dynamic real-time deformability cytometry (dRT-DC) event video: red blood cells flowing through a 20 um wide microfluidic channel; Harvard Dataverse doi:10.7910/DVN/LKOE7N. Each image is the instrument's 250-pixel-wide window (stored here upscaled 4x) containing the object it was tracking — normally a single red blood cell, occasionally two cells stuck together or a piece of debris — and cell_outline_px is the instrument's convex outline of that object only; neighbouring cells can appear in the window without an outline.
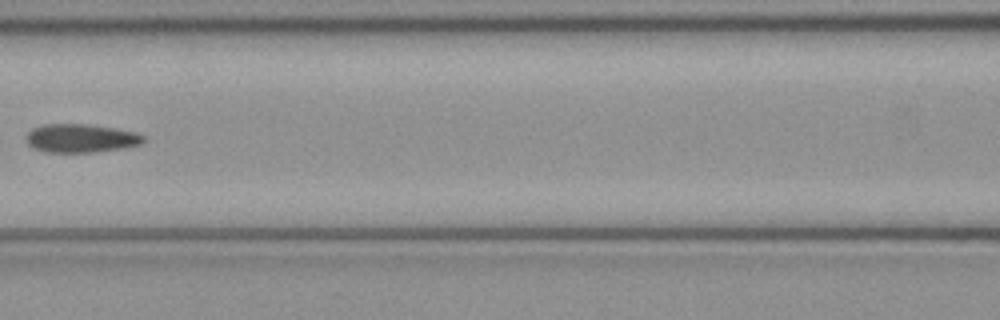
{"species": "common noctule bat (a hibernating species)", "species_latin": "Nyctalus noctula", "temperature_condition": "cold", "stored_images_in_passage": 4, "camera_frame_rate_fps": 3000, "um_per_image_px": 0.085, "animal": {"sex": "female", "body_mass_g": 21.9}, "frame": {"image": 1, "passage_image": 4, "time_ms": 1.0, "image_size_px": [1000, 320], "cell_outline_px": [[144, 140], [140, 144], [124, 148], [92, 152], [44, 152], [28, 144], [24, 140], [24, 136], [32, 128], [44, 124], [84, 124], [112, 128], [136, 132], [144, 136]], "centroid_in_image_um": [6.82, 11.75], "position_along_channel_um": 159.8, "area_um2": 19.42}}